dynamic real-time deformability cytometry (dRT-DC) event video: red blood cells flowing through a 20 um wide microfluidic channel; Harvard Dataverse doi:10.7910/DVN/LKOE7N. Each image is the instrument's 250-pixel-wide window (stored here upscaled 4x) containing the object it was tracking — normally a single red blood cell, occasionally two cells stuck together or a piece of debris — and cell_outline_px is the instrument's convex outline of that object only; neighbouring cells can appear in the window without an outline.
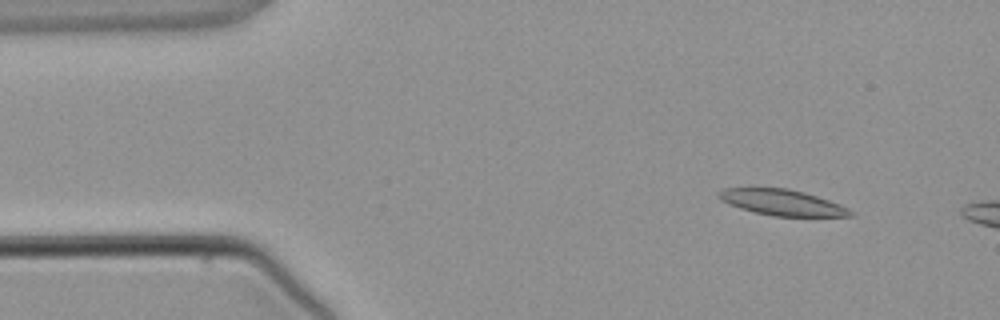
{"species": "common noctule bat (a hibernating species)", "species_latin": "Nyctalus noctula", "temperature_condition": "warm", "stored_images_in_passage": 5, "camera_frame_rate_fps": 3000, "um_per_image_px": 0.085, "animal": {"sex": "male", "body_mass_g": 21.5, "forearm_length_mm": 52.0}, "frame": {"image": 1, "passage_image": 2, "time_ms": 1.0, "image_size_px": [1000, 320], "cell_outline_px": [[852, 216], [772, 216], [740, 208], [720, 200], [716, 196], [716, 192], [724, 188], [788, 188], [804, 192], [840, 204], [848, 208], [852, 212]], "centroid_in_image_um": [66.43, 17.2], "position_along_channel_um": 18.6, "area_um2": 19.71}}